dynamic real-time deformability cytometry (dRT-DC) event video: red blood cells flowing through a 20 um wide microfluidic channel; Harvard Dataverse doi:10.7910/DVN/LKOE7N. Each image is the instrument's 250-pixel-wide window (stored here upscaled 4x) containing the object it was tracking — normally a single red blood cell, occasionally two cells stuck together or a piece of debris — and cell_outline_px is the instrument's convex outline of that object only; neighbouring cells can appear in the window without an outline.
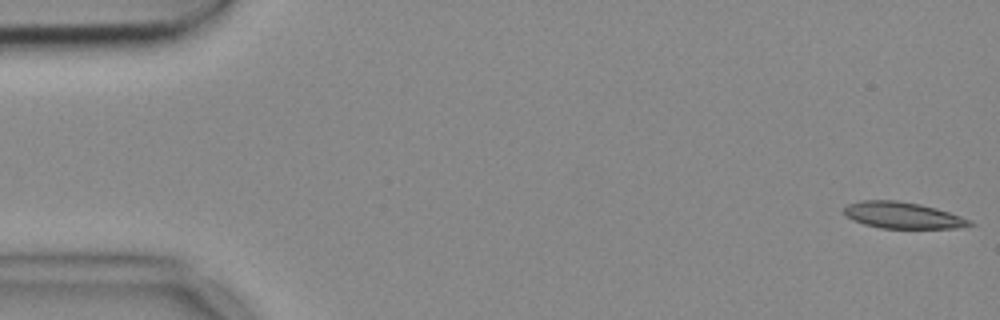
{"species": "common noctule bat (a hibernating species)", "species_latin": "Nyctalus noctula", "temperature_condition": "cold", "stored_images_in_passage": 5, "camera_frame_rate_fps": 3000, "um_per_image_px": 0.085, "animal": {"sex": "female", "body_mass_g": 18.4}, "frame": {"image": 1, "passage_image": 1, "time_ms": 0.0, "image_size_px": [1000, 320], "cell_outline_px": [[976, 224], [956, 228], [880, 228], [864, 224], [852, 220], [844, 212], [844, 208], [848, 204], [860, 200], [896, 200], [920, 204], [936, 208], [972, 220]], "centroid_in_image_um": [76.73, 18.3], "position_along_channel_um": 8.3, "area_um2": 19.31}}
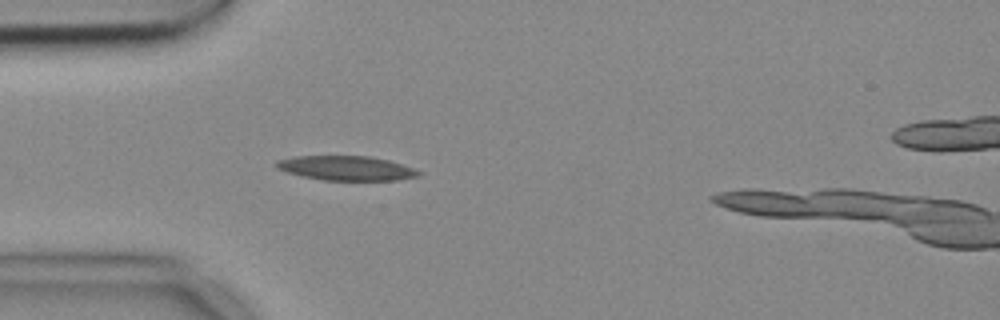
{"frame": {"image": 2, "passage_image": 5, "time_ms": 1.333, "image_size_px": [1000, 320], "cell_outline_px": [[424, 172], [420, 176], [396, 180], [324, 180], [304, 176], [288, 172], [276, 168], [272, 164], [276, 160], [296, 156], [368, 156], [388, 160]], "centroid_in_image_um": [29.42, 14.29], "position_along_channel_um": 55.6, "area_um2": 20.23}}